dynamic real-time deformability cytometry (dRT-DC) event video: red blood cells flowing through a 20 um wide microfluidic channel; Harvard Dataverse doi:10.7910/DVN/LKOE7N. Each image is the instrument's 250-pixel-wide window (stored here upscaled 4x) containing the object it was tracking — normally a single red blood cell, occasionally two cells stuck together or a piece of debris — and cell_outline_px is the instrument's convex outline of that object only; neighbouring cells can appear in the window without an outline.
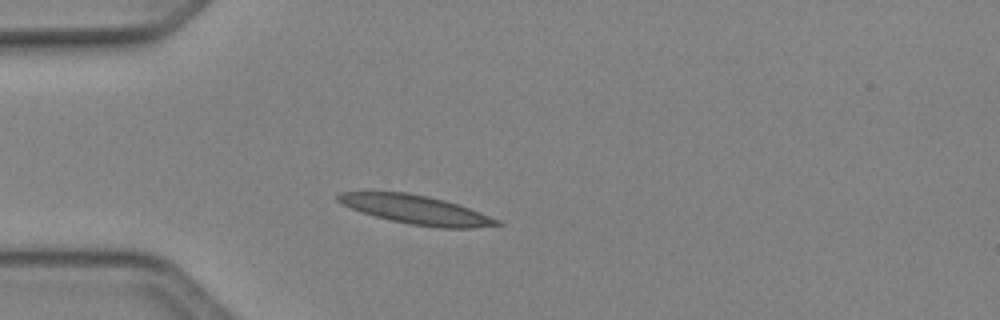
{"species": "Egyptian fruit bat (a non-hibernating species)", "species_latin": "Rousettus aegyptiacus", "temperature_condition": "cold", "stored_images_in_passage": 37, "camera_frame_rate_fps": 3000, "um_per_image_px": 0.085, "animal": {"sex": "female"}, "frame": {"image": 1, "passage_image": 1, "time_ms": 0.0, "image_size_px": [1000, 320], "cell_outline_px": [[504, 224], [472, 228], [436, 228], [408, 224], [376, 216], [352, 208], [336, 200], [336, 196], [340, 192], [408, 192], [428, 196], [444, 200], [480, 212], [500, 220]], "centroid_in_image_um": [35.41, 17.83], "position_along_channel_um": 49.6, "area_um2": 26.41}}
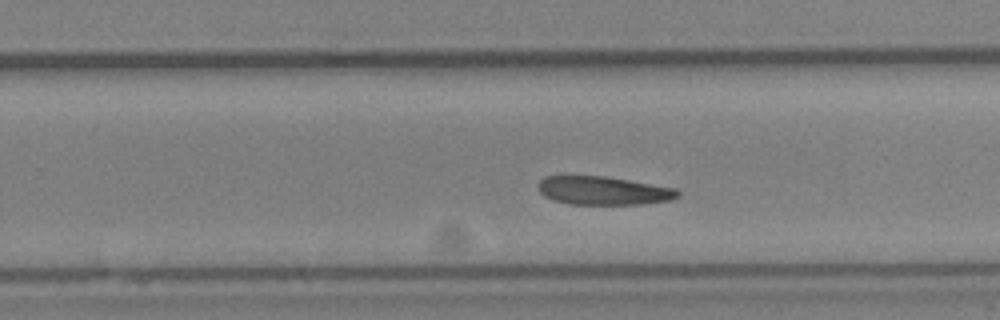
{"frame": {"image": 2, "passage_image": 19, "time_ms": 6.0, "image_size_px": [1000, 320], "cell_outline_px": [[680, 196], [672, 200], [640, 204], [568, 204], [552, 200], [544, 196], [536, 188], [536, 184], [544, 176], [604, 176], [676, 188], [680, 192]], "centroid_in_image_um": [51.25, 16.2], "position_along_channel_um": 278.6, "area_um2": 23.29}}
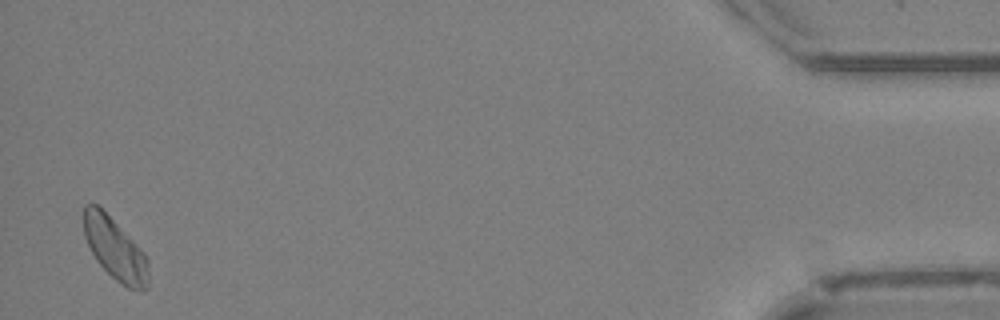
{"frame": {"image": 3, "passage_image": 36, "time_ms": 11.667, "image_size_px": [1000, 320], "cell_outline_px": [[148, 288], [128, 288], [120, 284], [96, 260], [84, 236], [84, 204], [96, 204], [144, 252], [148, 260]], "centroid_in_image_um": [9.77, 21.18], "position_along_channel_um": 425.4, "area_um2": 22.66}}